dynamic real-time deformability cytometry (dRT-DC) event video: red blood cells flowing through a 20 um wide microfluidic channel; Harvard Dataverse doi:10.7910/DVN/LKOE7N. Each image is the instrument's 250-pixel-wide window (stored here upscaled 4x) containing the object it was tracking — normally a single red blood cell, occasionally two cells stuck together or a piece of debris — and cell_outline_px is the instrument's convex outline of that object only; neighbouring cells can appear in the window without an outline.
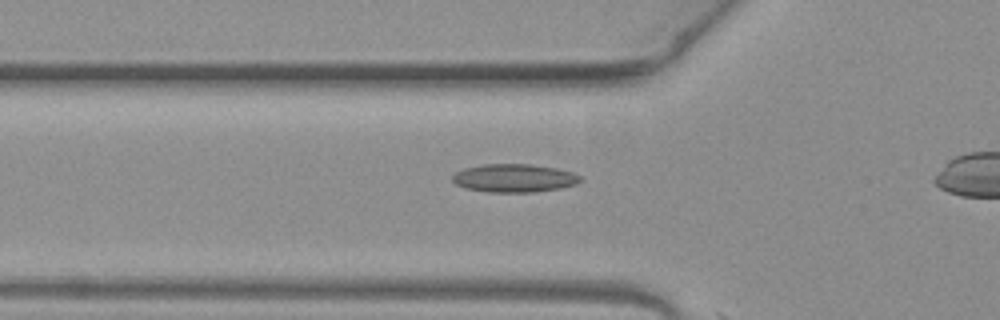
{"species": "common noctule bat (a hibernating species)", "species_latin": "Nyctalus noctula", "temperature_condition": "warm", "stored_images_in_passage": 12, "camera_frame_rate_fps": 3000, "um_per_image_px": 0.085, "animal": {"sex": "female", "body_mass_g": 19.3, "forearm_length_mm": 54.1}, "frame": {"image": 1, "passage_image": 11, "time_ms": 3.333, "image_size_px": [1000, 320], "cell_outline_px": [[580, 180], [576, 184], [560, 188], [536, 192], [488, 192], [464, 188], [456, 184], [452, 180], [452, 176], [456, 172], [464, 168], [484, 164], [532, 164], [556, 168], [572, 172], [580, 176]], "centroid_in_image_um": [43.68, 15.14], "position_along_channel_um": 82.1, "area_um2": 21.04}}